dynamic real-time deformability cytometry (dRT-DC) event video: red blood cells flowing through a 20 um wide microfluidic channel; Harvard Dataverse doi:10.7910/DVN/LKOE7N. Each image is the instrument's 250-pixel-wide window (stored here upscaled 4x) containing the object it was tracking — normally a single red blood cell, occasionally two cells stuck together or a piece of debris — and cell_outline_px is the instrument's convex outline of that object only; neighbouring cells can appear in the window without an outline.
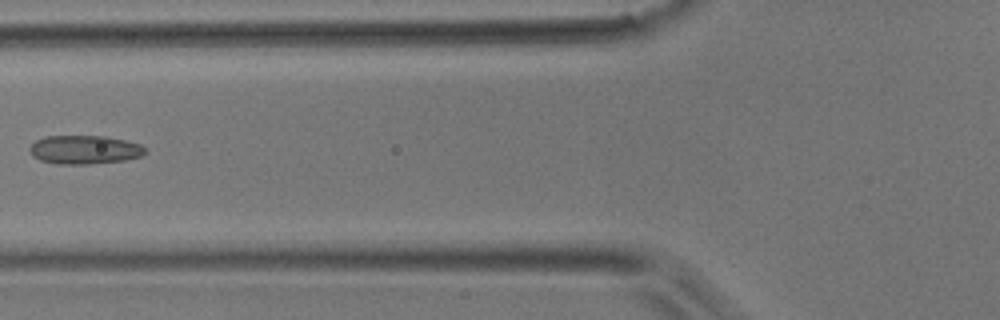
{"species": "common noctule bat (a hibernating species)", "species_latin": "Nyctalus noctula", "temperature_condition": "room temperature", "stored_images_in_passage": 4, "camera_frame_rate_fps": 3000, "um_per_image_px": 0.085, "animal": {"sex": "male", "body_mass_g": 17.9}, "frame": {"image": 1, "passage_image": 4, "time_ms": 1.0, "image_size_px": [1000, 320], "cell_outline_px": [[144, 152], [140, 156], [124, 160], [88, 164], [56, 164], [40, 160], [32, 156], [28, 148], [36, 140], [44, 136], [104, 136], [124, 140], [140, 144], [144, 148]], "centroid_in_image_um": [7.12, 12.72], "position_along_channel_um": 118.7, "area_um2": 19.19}}